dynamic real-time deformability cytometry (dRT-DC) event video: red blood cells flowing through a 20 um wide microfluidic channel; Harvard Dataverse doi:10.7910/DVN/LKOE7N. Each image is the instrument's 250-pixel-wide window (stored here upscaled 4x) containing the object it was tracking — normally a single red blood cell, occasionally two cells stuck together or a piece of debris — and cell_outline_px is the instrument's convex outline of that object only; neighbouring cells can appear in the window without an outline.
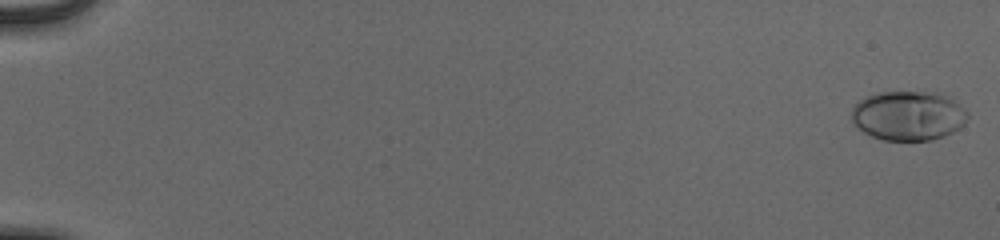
{"species": "human", "species_latin": "Homo sapiens", "temperature_condition": "cold", "stored_images_in_passage": 55, "camera_frame_rate_fps": 3000, "um_per_image_px": 0.085, "donor": {"sex": "male"}, "frame": {"image": 1, "passage_image": 1, "time_ms": 0.0, "image_size_px": [1000, 240], "cell_outline_px": [[968, 116], [964, 124], [960, 128], [944, 136], [932, 140], [884, 140], [872, 136], [864, 132], [852, 124], [852, 108], [860, 100], [876, 92], [920, 92], [948, 96], [968, 112]], "centroid_in_image_um": [77.19, 9.85], "position_along_channel_um": 7.8, "area_um2": 33.29}}
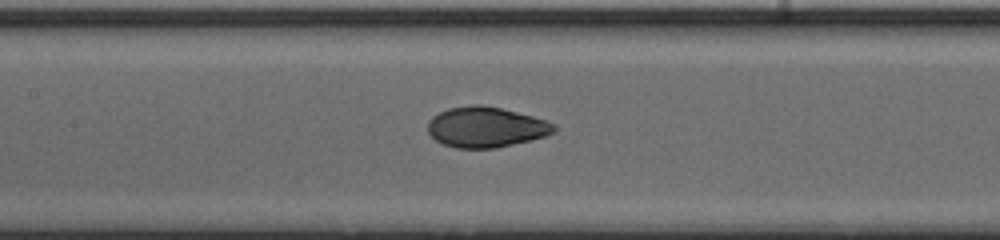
{"frame": {"image": 2, "passage_image": 29, "time_ms": 9.333, "image_size_px": [1000, 240], "cell_outline_px": [[556, 128], [552, 132], [544, 136], [532, 140], [492, 148], [456, 148], [444, 144], [436, 140], [428, 132], [428, 120], [432, 116], [448, 108], [472, 104], [480, 104], [500, 108], [532, 116], [556, 124]], "centroid_in_image_um": [41.27, 10.8], "position_along_channel_um": 166.1, "area_um2": 29.54}}
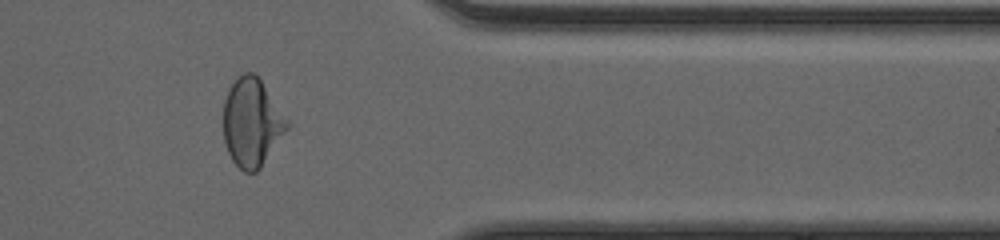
{"frame": {"image": 3, "passage_image": 47, "time_ms": 15.333, "image_size_px": [1000, 240], "cell_outline_px": [[288, 128], [260, 168], [256, 172], [244, 172], [232, 160], [228, 152], [224, 140], [224, 100], [228, 88], [244, 72], [252, 72], [260, 80], [288, 124]], "centroid_in_image_um": [21.35, 10.45], "position_along_channel_um": 390.0, "area_um2": 31.73}, "authors_computed_cell_mechanics": {"area_um2": 30.4606, "velocity_mm_per_s": 3.897, "shape_relaxation_time_tau1_ms": 4.1527, "shape_relaxation_time_tau2_ms": 0.7725, "deformation_change_tau1": 0.191, "deformation_change_tau2": 0.0374}}